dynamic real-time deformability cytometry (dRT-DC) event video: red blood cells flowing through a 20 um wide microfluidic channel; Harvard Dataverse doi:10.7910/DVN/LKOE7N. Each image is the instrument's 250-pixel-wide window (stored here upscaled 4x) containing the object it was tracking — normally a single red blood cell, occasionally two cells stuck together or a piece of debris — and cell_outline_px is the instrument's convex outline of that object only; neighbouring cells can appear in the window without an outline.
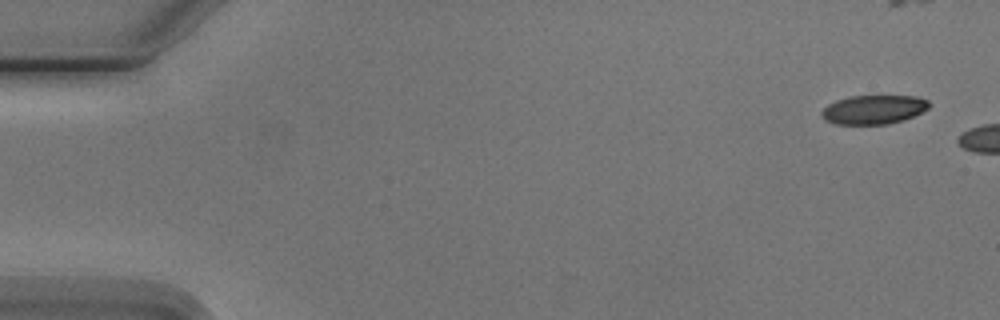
{"species": "Egyptian fruit bat (a non-hibernating species)", "species_latin": "Rousettus aegyptiacus", "temperature_condition": "cold", "stored_images_in_passage": 5, "camera_frame_rate_fps": 3000, "um_per_image_px": 0.085, "animal": {"sex": "male"}, "frame": {"image": 1, "passage_image": 1, "time_ms": 0.0, "image_size_px": [1000, 320], "cell_outline_px": [[928, 108], [904, 120], [888, 124], [836, 124], [824, 120], [820, 116], [820, 112], [828, 104], [836, 100], [848, 96], [916, 96], [928, 100]], "centroid_in_image_um": [74.2, 9.31], "position_along_channel_um": 10.8, "area_um2": 18.15}}